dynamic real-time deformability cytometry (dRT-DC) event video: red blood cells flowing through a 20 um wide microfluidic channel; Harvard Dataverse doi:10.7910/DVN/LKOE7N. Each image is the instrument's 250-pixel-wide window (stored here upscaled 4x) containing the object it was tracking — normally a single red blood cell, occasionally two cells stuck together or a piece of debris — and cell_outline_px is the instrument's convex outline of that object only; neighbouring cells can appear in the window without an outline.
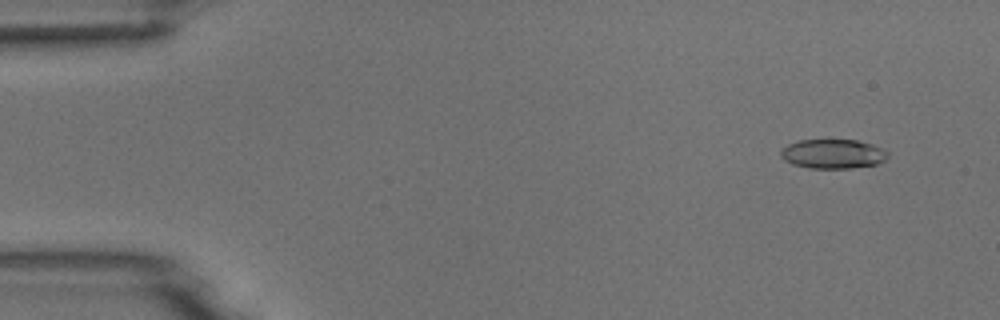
{"species": "common noctule bat (a hibernating species)", "species_latin": "Nyctalus noctula", "temperature_condition": "room temperature", "stored_images_in_passage": 7, "camera_frame_rate_fps": 3000, "um_per_image_px": 0.085, "animal": {"sex": "male", "body_mass_g": 18.8}, "frame": {"image": 1, "passage_image": 2, "time_ms": 0.333, "image_size_px": [1000, 320], "cell_outline_px": [[888, 156], [884, 160], [876, 164], [852, 168], [808, 168], [792, 164], [784, 160], [780, 156], [780, 152], [788, 144], [800, 140], [856, 140], [872, 144], [884, 148], [888, 152]], "centroid_in_image_um": [70.8, 13.08], "position_along_channel_um": 14.2, "area_um2": 18.32}}
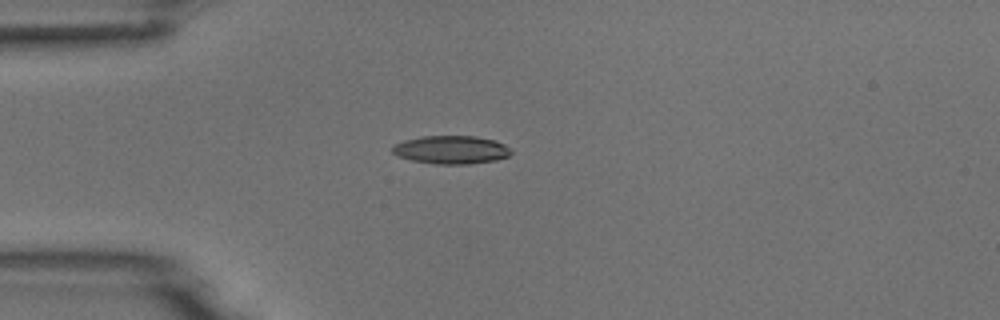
{"frame": {"image": 2, "passage_image": 4, "time_ms": 1.0, "image_size_px": [1000, 320], "cell_outline_px": [[512, 152], [508, 156], [496, 160], [468, 164], [436, 164], [412, 160], [400, 156], [392, 152], [392, 144], [404, 140], [424, 136], [476, 136], [496, 140], [512, 148]], "centroid_in_image_um": [38.38, 12.72], "position_along_channel_um": 46.6, "area_um2": 19.59}}